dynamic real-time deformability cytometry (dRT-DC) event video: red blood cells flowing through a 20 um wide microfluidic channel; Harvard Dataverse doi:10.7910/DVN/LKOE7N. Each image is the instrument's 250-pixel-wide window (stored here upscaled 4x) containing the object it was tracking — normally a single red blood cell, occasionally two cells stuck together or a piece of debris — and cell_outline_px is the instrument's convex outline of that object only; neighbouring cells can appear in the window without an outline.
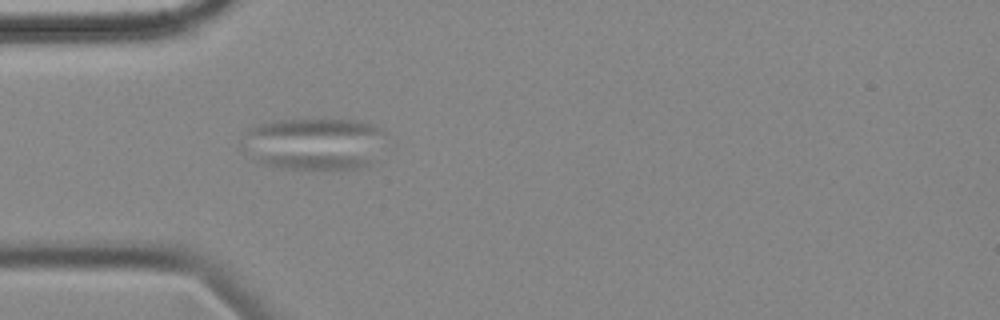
{"species": "common noctule bat (a hibernating species)", "species_latin": "Nyctalus noctula", "temperature_condition": "cold", "stored_images_in_passage": 60, "segment_of_instrument_passage": [1, 2], "camera_frame_rate_fps": 3000, "um_per_image_px": 0.085, "animal": {"sex": "female", "body_mass_g": 18.4}, "frame": {"image": 1, "passage_image": 18, "time_ms": 5.667, "image_size_px": [1000, 320], "cell_outline_px": [[372, 164], [356, 168], [288, 168], [264, 164], [252, 160], [240, 148], [244, 148], [352, 156], [368, 160]], "centroid_in_image_um": [25.85, 13.56], "position_along_channel_um": 59.2, "area_um2": 12.08}}